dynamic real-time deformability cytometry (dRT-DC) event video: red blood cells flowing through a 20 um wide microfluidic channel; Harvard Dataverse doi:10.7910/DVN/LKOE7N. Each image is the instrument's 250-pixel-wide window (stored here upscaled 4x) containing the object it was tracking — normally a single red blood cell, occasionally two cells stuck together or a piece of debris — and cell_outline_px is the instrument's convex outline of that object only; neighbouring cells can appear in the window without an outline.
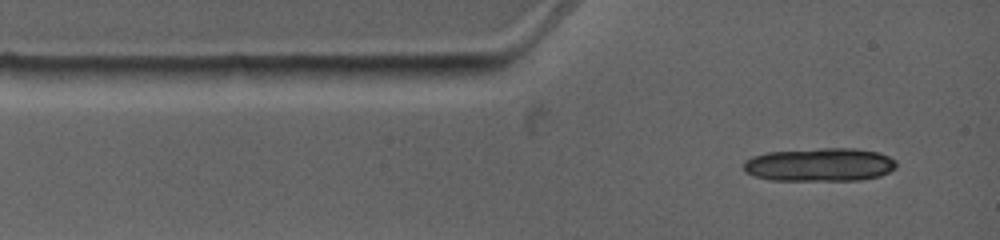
{"species": "common noctule bat (a hibernating species)", "species_latin": "Nyctalus noctula", "temperature_condition": "warm", "stored_images_in_passage": 1, "camera_frame_rate_fps": 4500, "um_per_image_px": 0.085, "animal": {"sex": "female", "body_mass_g": 19.0, "forearm_length_mm": 53.3}, "frame": {"image": 1, "passage_image": 1, "time_ms": 0.0, "image_size_px": [1000, 240], "cell_outline_px": [[896, 168], [880, 176], [860, 180], [768, 180], [744, 172], [744, 160], [752, 156], [768, 152], [820, 148], [856, 148], [880, 152], [896, 160]], "centroid_in_image_um": [69.69, 13.99], "position_along_channel_um": 15.3, "area_um2": 29.94}}